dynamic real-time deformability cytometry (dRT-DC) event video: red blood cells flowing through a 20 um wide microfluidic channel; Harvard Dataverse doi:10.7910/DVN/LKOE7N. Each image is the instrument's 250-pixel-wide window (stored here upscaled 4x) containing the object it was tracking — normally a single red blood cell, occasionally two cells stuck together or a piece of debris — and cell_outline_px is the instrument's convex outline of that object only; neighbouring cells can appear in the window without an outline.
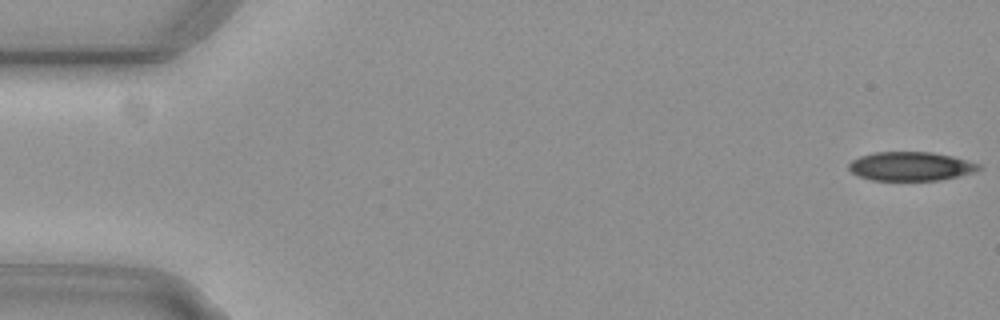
{"species": "common noctule bat (a hibernating species)", "species_latin": "Nyctalus noctula", "temperature_condition": "cold", "stored_images_in_passage": 17, "camera_frame_rate_fps": 3000, "um_per_image_px": 0.085, "animal": {"sex": "female", "body_mass_g": 29.2, "forearm_length_mm": 56.3}, "frame": {"image": 1, "passage_image": 1, "time_ms": 0.0, "image_size_px": [1000, 320], "cell_outline_px": [[980, 168], [972, 172], [940, 180], [872, 180], [856, 176], [848, 168], [848, 164], [852, 160], [860, 156], [872, 152], [932, 152], [952, 156], [980, 164]], "centroid_in_image_um": [77.35, 14.13], "position_along_channel_um": 7.7, "area_um2": 21.79}}